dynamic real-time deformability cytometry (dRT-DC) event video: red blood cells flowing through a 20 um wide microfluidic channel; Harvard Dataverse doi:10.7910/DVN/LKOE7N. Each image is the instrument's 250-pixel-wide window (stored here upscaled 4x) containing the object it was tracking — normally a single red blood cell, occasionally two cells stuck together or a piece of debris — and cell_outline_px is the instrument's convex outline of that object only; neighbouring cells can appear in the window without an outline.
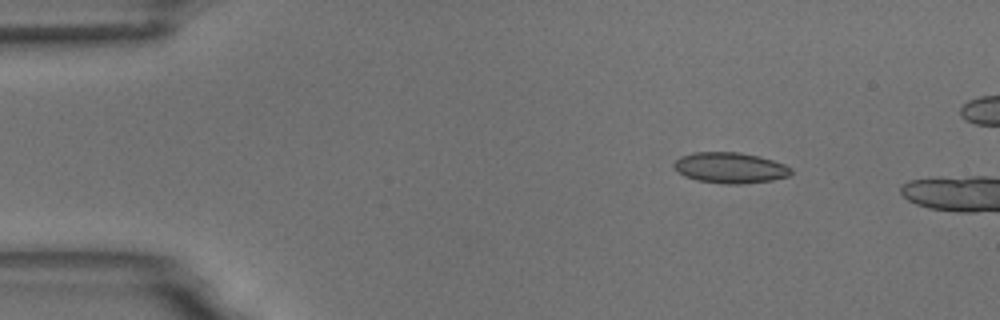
{"species": "common noctule bat (a hibernating species)", "species_latin": "Nyctalus noctula", "temperature_condition": "room temperature", "stored_images_in_passage": 3, "camera_frame_rate_fps": 3000, "um_per_image_px": 0.085, "animal": {"sex": "male", "body_mass_g": 18.8}, "frame": {"image": 1, "passage_image": 1, "time_ms": 0.0, "image_size_px": [1000, 320], "cell_outline_px": [[792, 172], [788, 176], [772, 180], [744, 184], [724, 184], [696, 180], [684, 176], [672, 164], [680, 156], [696, 152], [740, 152], [772, 160], [784, 164], [792, 168]], "centroid_in_image_um": [62.06, 14.27], "position_along_channel_um": 22.9, "area_um2": 20.92}}